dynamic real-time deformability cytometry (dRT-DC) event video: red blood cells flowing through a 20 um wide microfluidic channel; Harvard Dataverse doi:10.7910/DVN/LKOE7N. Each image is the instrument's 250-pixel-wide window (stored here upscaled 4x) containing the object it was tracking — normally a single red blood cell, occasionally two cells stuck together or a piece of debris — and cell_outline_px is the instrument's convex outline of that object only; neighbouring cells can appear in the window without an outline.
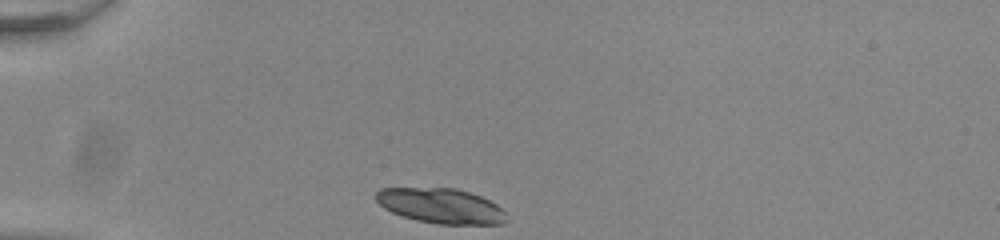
{"species": "common noctule bat (a hibernating species)", "species_latin": "Nyctalus noctula", "temperature_condition": "room temperature", "stored_images_in_passage": 31, "camera_frame_rate_fps": 3000, "um_per_image_px": 0.085, "animal": {"sex": "male", "body_mass_g": 20.0, "forearm_length_mm": 53.3}, "frame": {"image": 1, "passage_image": 1, "time_ms": 0.0, "image_size_px": [1000, 240], "cell_outline_px": [[508, 220], [500, 224], [440, 224], [416, 220], [392, 212], [384, 208], [376, 200], [376, 192], [380, 188], [456, 188], [480, 196], [496, 204], [504, 212]], "centroid_in_image_um": [37.47, 17.5], "position_along_channel_um": 47.5, "area_um2": 26.41}}
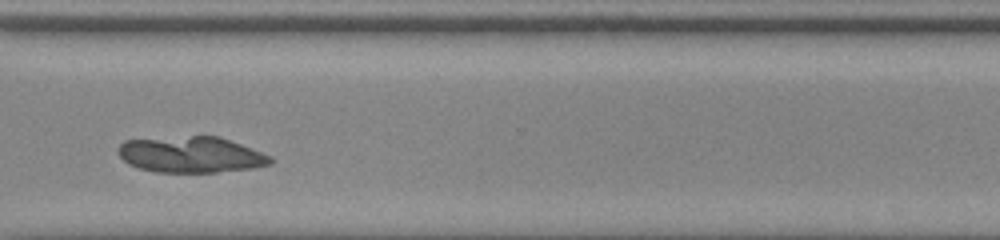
{"frame": {"image": 2, "passage_image": 27, "time_ms": 8.667, "image_size_px": [1000, 240], "cell_outline_px": [[272, 164], [252, 168], [216, 172], [156, 172], [140, 168], [128, 164], [120, 156], [120, 144], [124, 140], [192, 136], [220, 136], [272, 156]], "centroid_in_image_um": [16.27, 13.14], "position_along_channel_um": 354.3, "area_um2": 31.79}}
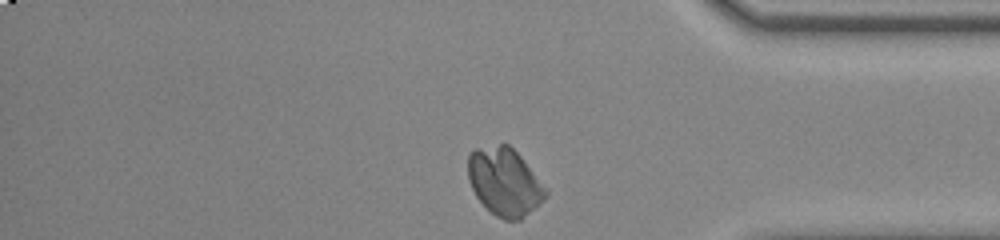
{"frame": {"image": 3, "passage_image": 31, "time_ms": 10.0, "image_size_px": [1000, 240], "cell_outline_px": [[548, 196], [544, 200], [520, 220], [504, 220], [496, 216], [476, 196], [468, 180], [468, 152], [472, 148], [500, 144], [508, 144], [520, 156], [548, 188]], "centroid_in_image_um": [42.89, 15.44], "position_along_channel_um": 392.3, "area_um2": 30.81}}